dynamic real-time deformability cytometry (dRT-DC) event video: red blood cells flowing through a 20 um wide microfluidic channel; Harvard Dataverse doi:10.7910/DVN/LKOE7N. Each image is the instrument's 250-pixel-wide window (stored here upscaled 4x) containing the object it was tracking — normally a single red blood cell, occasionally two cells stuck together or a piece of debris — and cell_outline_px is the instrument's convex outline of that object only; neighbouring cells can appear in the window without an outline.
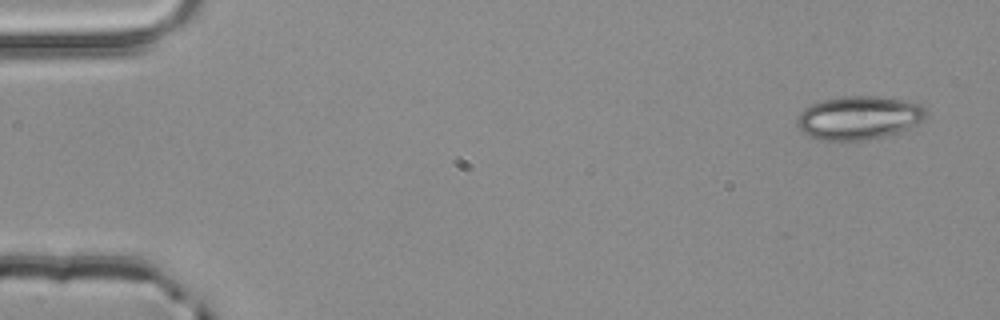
{"species": "common noctule bat (a hibernating species)", "species_latin": "Nyctalus noctula", "temperature_condition": "room temperature", "stored_images_in_passage": 4, "camera_frame_rate_fps": 3000, "um_per_image_px": 0.085, "animal": {"sex": "male", "body_mass_g": 20.4}, "frame": {"image": 1, "passage_image": 1, "time_ms": 0.0, "image_size_px": [1000, 320], "cell_outline_px": [[928, 116], [924, 120], [908, 128], [884, 136], [868, 140], [820, 140], [808, 136], [800, 132], [796, 124], [796, 120], [800, 112], [804, 108], [820, 100], [840, 96], [876, 96], [904, 100], [920, 104], [928, 112]], "centroid_in_image_um": [72.97, 10.0], "position_along_channel_um": 12.0, "area_um2": 33.0}}